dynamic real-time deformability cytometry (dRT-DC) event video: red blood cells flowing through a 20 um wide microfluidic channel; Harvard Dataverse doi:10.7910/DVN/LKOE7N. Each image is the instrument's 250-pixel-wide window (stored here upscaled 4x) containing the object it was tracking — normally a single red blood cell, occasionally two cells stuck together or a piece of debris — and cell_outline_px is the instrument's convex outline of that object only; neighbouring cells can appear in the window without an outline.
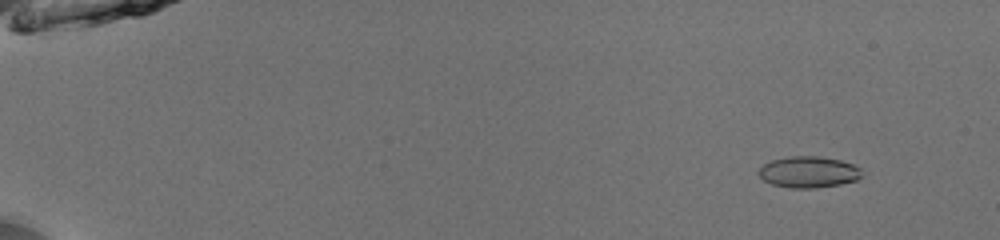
{"species": "common noctule bat (a hibernating species)", "species_latin": "Nyctalus noctula", "temperature_condition": "room temperature", "stored_images_in_passage": 53, "camera_frame_rate_fps": 3000, "um_per_image_px": 0.085, "animal": {"sex": "male", "body_mass_g": 13.0, "forearm_length_mm": 53.1}, "frame": {"image": 1, "passage_image": 6, "time_ms": 1.667, "image_size_px": [1000, 240], "cell_outline_px": [[860, 176], [856, 180], [840, 184], [816, 188], [792, 188], [772, 184], [764, 180], [756, 172], [764, 164], [772, 160], [788, 156], [820, 156], [840, 160], [852, 164], [860, 168]], "centroid_in_image_um": [68.7, 14.62], "position_along_channel_um": 16.3, "area_um2": 18.73}}
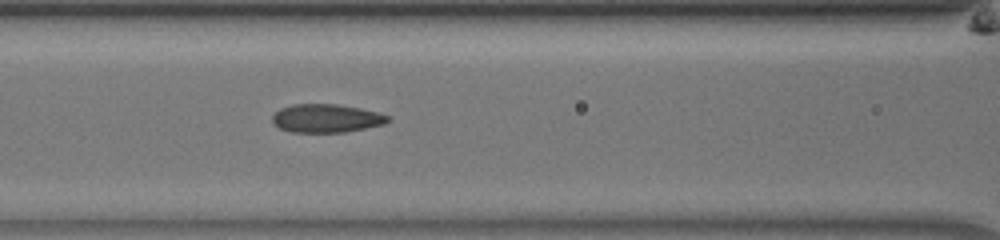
{"frame": {"image": 2, "passage_image": 26, "time_ms": 8.333, "image_size_px": [1000, 240], "cell_outline_px": [[388, 120], [384, 124], [344, 132], [292, 132], [280, 128], [272, 124], [272, 116], [280, 108], [292, 104], [336, 104], [360, 108], [380, 112], [388, 116]], "centroid_in_image_um": [27.7, 10.05], "position_along_channel_um": 138.9, "area_um2": 19.07}}
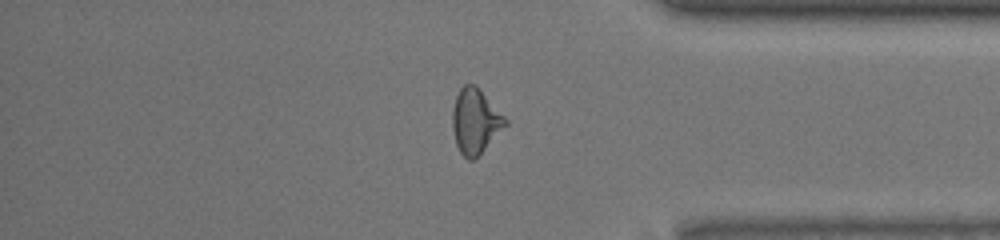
{"frame": {"image": 3, "passage_image": 46, "time_ms": 15.0, "image_size_px": [1000, 240], "cell_outline_px": [[508, 124], [472, 160], [468, 160], [460, 152], [456, 144], [452, 128], [452, 108], [456, 96], [460, 88], [464, 84], [476, 84], [480, 88], [508, 120]], "centroid_in_image_um": [40.39, 10.25], "position_along_channel_um": 394.8, "area_um2": 19.88}, "authors_computed_cell_mechanics": {"area_um2": 18.9006, "velocity_mm_per_s": 3.9781, "shape_relaxation_time_tau1_ms": 10.7511, "shape_relaxation_time_tau2_ms": 1.6436, "deformation_change_tau1": 0.2579, "deformation_change_tau2": 0.0735}}